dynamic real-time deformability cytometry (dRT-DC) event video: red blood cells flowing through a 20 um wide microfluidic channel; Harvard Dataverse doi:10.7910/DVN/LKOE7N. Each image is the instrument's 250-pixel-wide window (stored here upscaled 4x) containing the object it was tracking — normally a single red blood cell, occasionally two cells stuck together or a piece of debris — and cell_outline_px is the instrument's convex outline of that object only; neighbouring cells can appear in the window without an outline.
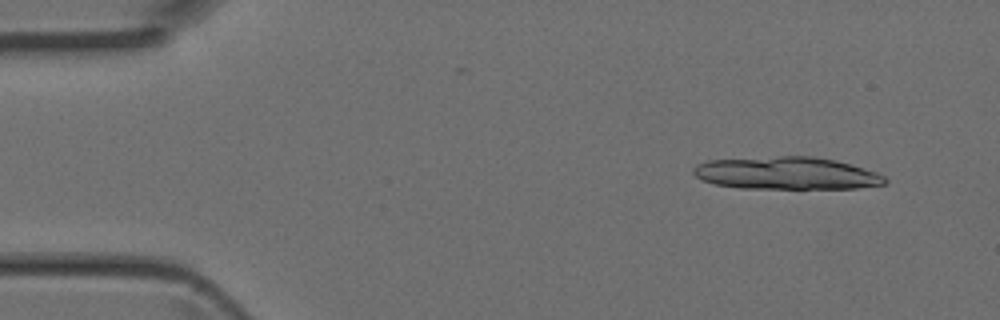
{"species": "Egyptian fruit bat (a non-hibernating species)", "species_latin": "Rousettus aegyptiacus", "temperature_condition": "room temperature", "stored_images_in_passage": 5, "camera_frame_rate_fps": 3000, "um_per_image_px": 0.085, "animal": {"sex": "female"}, "frame": {"image": 1, "passage_image": 2, "time_ms": 0.333, "image_size_px": [1000, 320], "cell_outline_px": [[888, 180], [884, 184], [856, 188], [740, 188], [716, 184], [704, 180], [696, 176], [692, 172], [692, 168], [696, 164], [708, 160], [780, 156], [812, 156], [836, 160], [876, 172], [884, 176]], "centroid_in_image_um": [66.84, 14.72], "position_along_channel_um": 18.2, "area_um2": 36.13}}
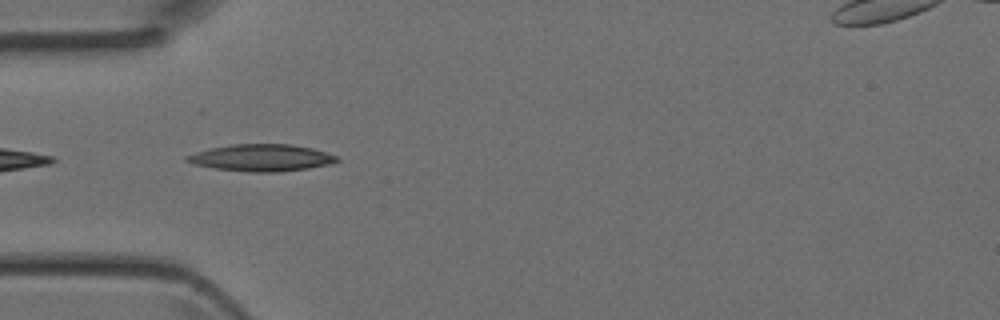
{"frame": {"image": 2, "passage_image": 5, "time_ms": 1.333, "image_size_px": [1000, 320], "cell_outline_px": [[340, 160], [328, 164], [308, 168], [280, 172], [248, 172], [212, 168], [192, 164], [184, 160], [184, 156], [208, 148], [232, 144], [288, 144], [312, 148], [340, 156]], "centroid_in_image_um": [22.19, 13.41], "position_along_channel_um": 62.8, "area_um2": 23.76}}